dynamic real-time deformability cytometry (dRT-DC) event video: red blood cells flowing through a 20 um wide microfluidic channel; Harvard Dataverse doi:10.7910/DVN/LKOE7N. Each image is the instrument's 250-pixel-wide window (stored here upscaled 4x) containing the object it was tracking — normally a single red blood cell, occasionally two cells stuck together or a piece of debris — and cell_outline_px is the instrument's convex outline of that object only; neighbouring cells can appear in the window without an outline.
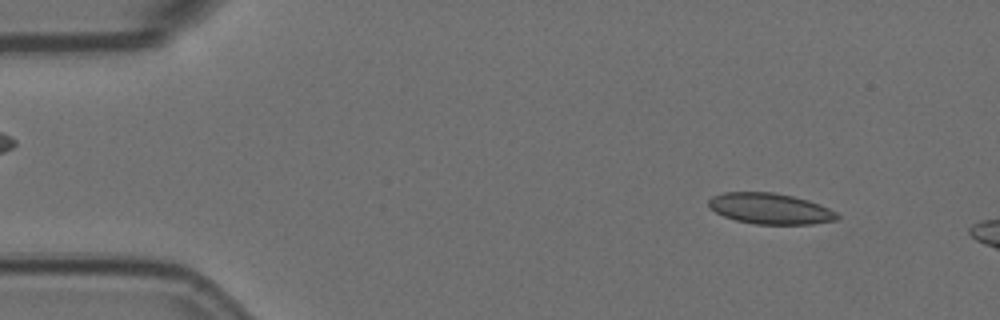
{"species": "Egyptian fruit bat (a non-hibernating species)", "species_latin": "Rousettus aegyptiacus", "temperature_condition": "room temperature", "stored_images_in_passage": 2, "camera_frame_rate_fps": 3000, "um_per_image_px": 0.085, "animal": {"sex": "female"}, "frame": {"image": 1, "passage_image": 1, "time_ms": 0.0, "image_size_px": [1000, 320], "cell_outline_px": [[840, 220], [812, 224], [752, 224], [736, 220], [724, 216], [716, 212], [708, 204], [708, 200], [712, 196], [724, 192], [772, 192], [792, 196], [808, 200], [820, 204], [836, 212], [840, 216]], "centroid_in_image_um": [65.49, 17.74], "position_along_channel_um": 19.5, "area_um2": 23.18}}